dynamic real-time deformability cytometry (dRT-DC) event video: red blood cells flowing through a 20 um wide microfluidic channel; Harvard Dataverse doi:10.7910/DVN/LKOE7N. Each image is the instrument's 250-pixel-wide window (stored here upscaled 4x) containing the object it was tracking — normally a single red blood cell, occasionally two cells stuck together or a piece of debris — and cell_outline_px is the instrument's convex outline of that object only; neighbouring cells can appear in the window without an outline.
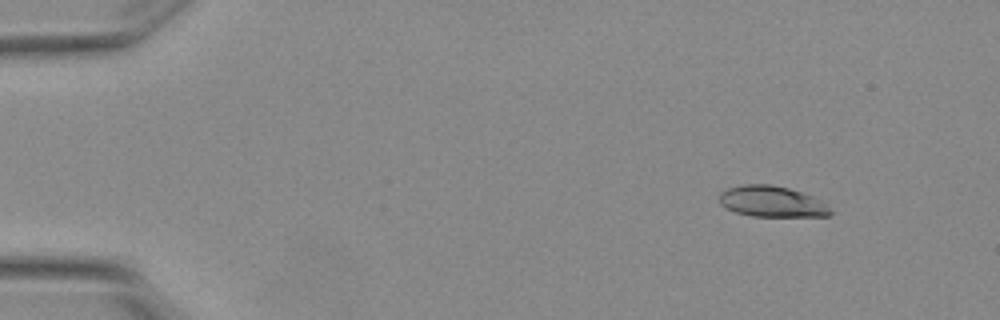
{"species": "Egyptian fruit bat (a non-hibernating species)", "species_latin": "Rousettus aegyptiacus", "temperature_condition": "warm", "stored_images_in_passage": 6, "camera_frame_rate_fps": 3000, "um_per_image_px": 0.085, "animal": {"sex": "female"}, "frame": {"image": 1, "passage_image": 2, "time_ms": 0.333, "image_size_px": [1000, 320], "cell_outline_px": [[832, 212], [828, 216], [752, 216], [736, 212], [720, 204], [720, 192], [728, 188], [744, 184], [768, 184], [788, 188], [812, 196], [824, 204]], "centroid_in_image_um": [65.57, 17.13], "position_along_channel_um": 19.4, "area_um2": 19.65}}
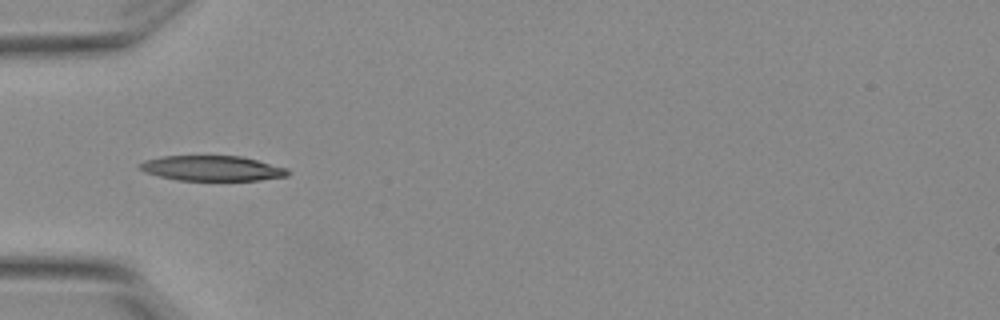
{"frame": {"image": 2, "passage_image": 5, "time_ms": 1.333, "image_size_px": [1000, 320], "cell_outline_px": [[288, 176], [260, 180], [176, 180], [144, 172], [140, 168], [140, 164], [144, 160], [164, 156], [240, 156], [288, 168]], "centroid_in_image_um": [18.03, 14.3], "position_along_channel_um": 67.0, "area_um2": 21.5}}
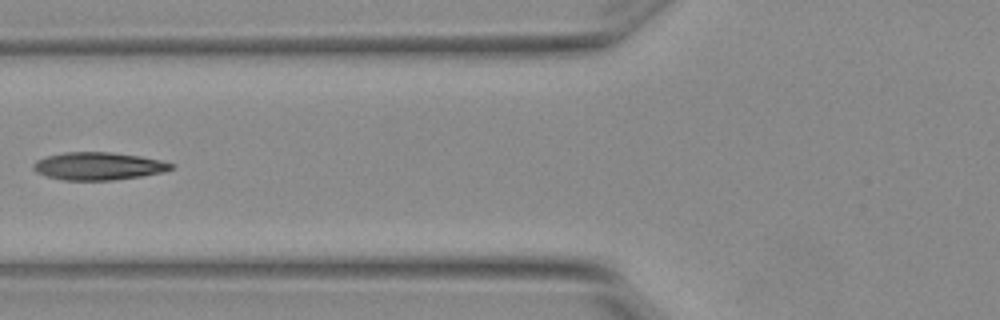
{"frame": {"image": 3, "passage_image": 6, "time_ms": 1.667, "image_size_px": [1000, 320], "cell_outline_px": [[172, 168], [164, 172], [140, 176], [112, 180], [64, 180], [48, 176], [36, 172], [32, 168], [32, 164], [36, 160], [48, 156], [64, 152], [112, 152], [140, 156], [160, 160], [172, 164]], "centroid_in_image_um": [8.33, 14.11], "position_along_channel_um": 117.5, "area_um2": 22.08}}